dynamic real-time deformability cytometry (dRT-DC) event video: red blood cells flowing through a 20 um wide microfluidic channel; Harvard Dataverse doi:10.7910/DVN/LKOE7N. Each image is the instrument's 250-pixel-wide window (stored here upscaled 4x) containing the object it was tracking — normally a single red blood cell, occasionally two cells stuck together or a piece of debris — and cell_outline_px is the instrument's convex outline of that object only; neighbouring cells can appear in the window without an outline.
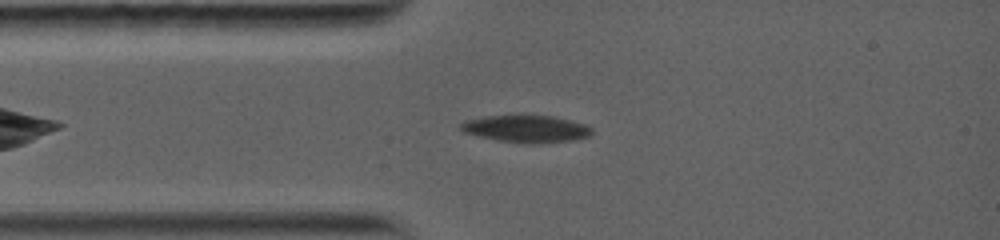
{"species": "common noctule bat (a hibernating species)", "species_latin": "Nyctalus noctula", "temperature_condition": "warm", "stored_images_in_passage": 12, "camera_frame_rate_fps": 5000, "um_per_image_px": 0.085, "animal": {"sex": "female", "body_mass_g": 19.0, "forearm_length_mm": 56.7}, "frame": {"image": 1, "passage_image": 1, "time_ms": 0.0, "image_size_px": [1000, 240], "cell_outline_px": [[592, 136], [576, 140], [540, 144], [520, 144], [496, 140], [476, 136], [464, 132], [460, 128], [460, 124], [468, 120], [488, 116], [548, 116], [568, 120], [584, 124], [592, 128]], "centroid_in_image_um": [44.76, 10.99], "position_along_channel_um": 40.2, "area_um2": 20.81}}
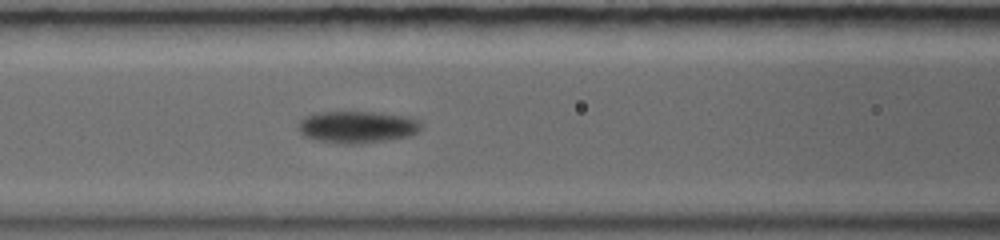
{"frame": {"image": 2, "passage_image": 6, "time_ms": 2.6, "image_size_px": [1000, 240], "cell_outline_px": [[420, 128], [416, 132], [408, 136], [388, 140], [360, 144], [340, 144], [312, 140], [304, 136], [300, 132], [300, 124], [304, 120], [312, 116], [328, 112], [356, 112], [392, 116], [412, 120], [420, 124]], "centroid_in_image_um": [30.29, 10.86], "position_along_channel_um": 136.3, "area_um2": 21.62}}
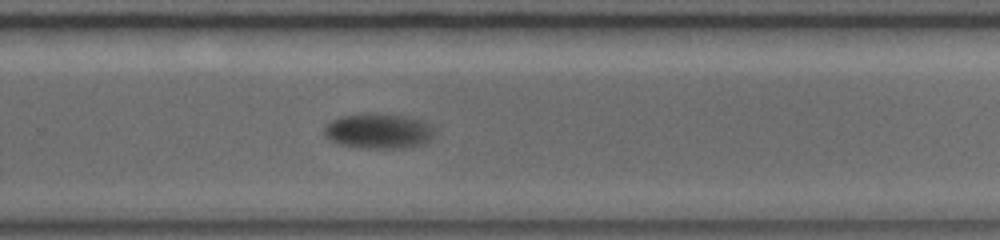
{"frame": {"image": 3, "passage_image": 12, "time_ms": 6.8, "image_size_px": [1000, 240], "cell_outline_px": [[432, 140], [428, 144], [412, 148], [360, 148], [332, 144], [324, 136], [324, 128], [328, 124], [336, 120], [348, 116], [388, 116], [412, 120], [424, 124], [432, 132]], "centroid_in_image_um": [32.1, 11.27], "position_along_channel_um": 297.7, "area_um2": 21.33}}